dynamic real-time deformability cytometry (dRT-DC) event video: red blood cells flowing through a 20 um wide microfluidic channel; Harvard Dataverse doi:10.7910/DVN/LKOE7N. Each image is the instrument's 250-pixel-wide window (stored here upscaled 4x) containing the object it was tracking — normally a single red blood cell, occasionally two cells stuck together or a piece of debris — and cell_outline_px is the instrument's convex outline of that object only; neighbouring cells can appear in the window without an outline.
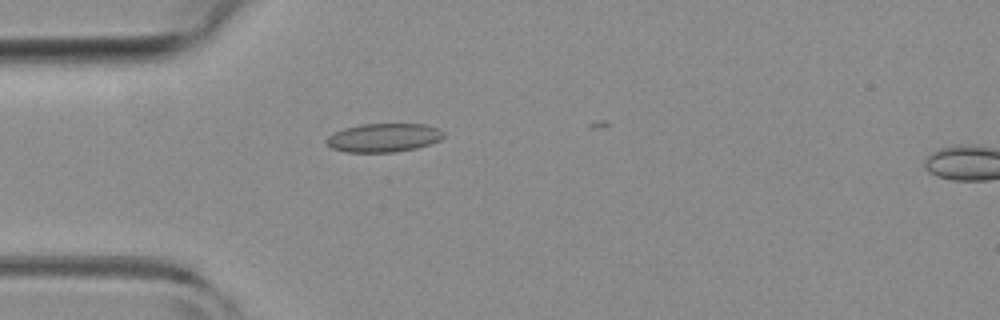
{"species": "common noctule bat (a hibernating species)", "species_latin": "Nyctalus noctula", "temperature_condition": "room temperature", "stored_images_in_passage": 6, "camera_frame_rate_fps": 3000, "um_per_image_px": 0.085, "animal": {"sex": "female", "body_mass_g": 19.3, "forearm_length_mm": 54.1}, "frame": {"image": 1, "passage_image": 5, "time_ms": 1.333, "image_size_px": [1000, 320], "cell_outline_px": [[444, 136], [440, 140], [416, 148], [396, 152], [344, 152], [332, 148], [324, 140], [332, 132], [344, 128], [360, 124], [424, 124], [440, 128], [444, 132]], "centroid_in_image_um": [32.59, 11.7], "position_along_channel_um": 52.4, "area_um2": 19.71}}